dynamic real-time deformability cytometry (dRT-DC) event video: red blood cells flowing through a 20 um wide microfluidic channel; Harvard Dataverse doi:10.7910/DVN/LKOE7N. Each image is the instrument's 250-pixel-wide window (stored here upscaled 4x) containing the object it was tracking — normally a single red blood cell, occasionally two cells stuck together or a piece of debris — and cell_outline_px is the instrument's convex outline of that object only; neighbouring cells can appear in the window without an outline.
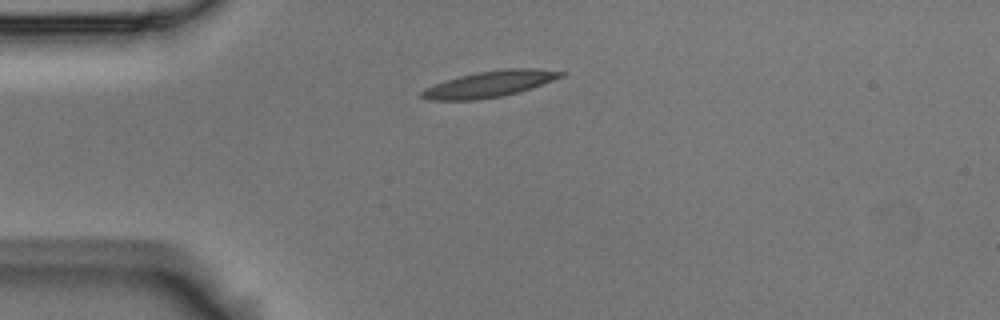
{"species": "Egyptian fruit bat (a non-hibernating species)", "species_latin": "Rousettus aegyptiacus", "temperature_condition": "room temperature", "stored_images_in_passage": 3, "camera_frame_rate_fps": 3000, "um_per_image_px": 0.085, "animal": {"sex": "male"}, "frame": {"image": 1, "passage_image": 3, "time_ms": 0.667, "image_size_px": [1000, 320], "cell_outline_px": [[564, 76], [532, 88], [500, 96], [476, 100], [428, 100], [420, 96], [420, 92], [424, 88], [444, 80], [476, 72], [504, 68], [536, 68], [564, 72]], "centroid_in_image_um": [41.58, 7.13], "position_along_channel_um": 43.4, "area_um2": 21.21}}